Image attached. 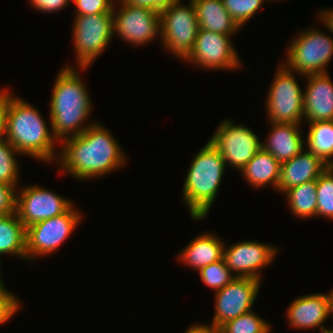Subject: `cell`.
I'll return each mask as SVG.
<instances>
[{
  "label": "cell",
  "instance_id": "cell-3",
  "mask_svg": "<svg viewBox=\"0 0 333 333\" xmlns=\"http://www.w3.org/2000/svg\"><path fill=\"white\" fill-rule=\"evenodd\" d=\"M49 129L37 108L8 92L4 138L20 155L46 163L55 160L54 145L58 141Z\"/></svg>",
  "mask_w": 333,
  "mask_h": 333
},
{
  "label": "cell",
  "instance_id": "cell-41",
  "mask_svg": "<svg viewBox=\"0 0 333 333\" xmlns=\"http://www.w3.org/2000/svg\"><path fill=\"white\" fill-rule=\"evenodd\" d=\"M321 333V332H319ZM323 333H333V331L329 330V331H326V332H323Z\"/></svg>",
  "mask_w": 333,
  "mask_h": 333
},
{
  "label": "cell",
  "instance_id": "cell-5",
  "mask_svg": "<svg viewBox=\"0 0 333 333\" xmlns=\"http://www.w3.org/2000/svg\"><path fill=\"white\" fill-rule=\"evenodd\" d=\"M186 6L173 1L160 12V38L167 51L187 60L197 37L199 24L192 1Z\"/></svg>",
  "mask_w": 333,
  "mask_h": 333
},
{
  "label": "cell",
  "instance_id": "cell-17",
  "mask_svg": "<svg viewBox=\"0 0 333 333\" xmlns=\"http://www.w3.org/2000/svg\"><path fill=\"white\" fill-rule=\"evenodd\" d=\"M303 120L308 123L333 120V82L326 73L305 75Z\"/></svg>",
  "mask_w": 333,
  "mask_h": 333
},
{
  "label": "cell",
  "instance_id": "cell-31",
  "mask_svg": "<svg viewBox=\"0 0 333 333\" xmlns=\"http://www.w3.org/2000/svg\"><path fill=\"white\" fill-rule=\"evenodd\" d=\"M75 3L76 15H95L111 13L115 1L113 0H72Z\"/></svg>",
  "mask_w": 333,
  "mask_h": 333
},
{
  "label": "cell",
  "instance_id": "cell-30",
  "mask_svg": "<svg viewBox=\"0 0 333 333\" xmlns=\"http://www.w3.org/2000/svg\"><path fill=\"white\" fill-rule=\"evenodd\" d=\"M265 0H222L224 7L236 23L242 27L262 7Z\"/></svg>",
  "mask_w": 333,
  "mask_h": 333
},
{
  "label": "cell",
  "instance_id": "cell-35",
  "mask_svg": "<svg viewBox=\"0 0 333 333\" xmlns=\"http://www.w3.org/2000/svg\"><path fill=\"white\" fill-rule=\"evenodd\" d=\"M123 1L132 5L146 7L151 10L160 12L164 7H166L168 4L176 0H123Z\"/></svg>",
  "mask_w": 333,
  "mask_h": 333
},
{
  "label": "cell",
  "instance_id": "cell-19",
  "mask_svg": "<svg viewBox=\"0 0 333 333\" xmlns=\"http://www.w3.org/2000/svg\"><path fill=\"white\" fill-rule=\"evenodd\" d=\"M268 139L262 142V148L268 151L280 163L286 162L304 149L300 126L293 123H273Z\"/></svg>",
  "mask_w": 333,
  "mask_h": 333
},
{
  "label": "cell",
  "instance_id": "cell-38",
  "mask_svg": "<svg viewBox=\"0 0 333 333\" xmlns=\"http://www.w3.org/2000/svg\"><path fill=\"white\" fill-rule=\"evenodd\" d=\"M185 333H215L207 325H192Z\"/></svg>",
  "mask_w": 333,
  "mask_h": 333
},
{
  "label": "cell",
  "instance_id": "cell-7",
  "mask_svg": "<svg viewBox=\"0 0 333 333\" xmlns=\"http://www.w3.org/2000/svg\"><path fill=\"white\" fill-rule=\"evenodd\" d=\"M73 24L72 35L79 66L77 68L81 71L87 70L113 37V13L75 16Z\"/></svg>",
  "mask_w": 333,
  "mask_h": 333
},
{
  "label": "cell",
  "instance_id": "cell-16",
  "mask_svg": "<svg viewBox=\"0 0 333 333\" xmlns=\"http://www.w3.org/2000/svg\"><path fill=\"white\" fill-rule=\"evenodd\" d=\"M332 314V291L329 294H309L298 297L287 309L289 325L298 329L320 328L321 333L329 331L323 323Z\"/></svg>",
  "mask_w": 333,
  "mask_h": 333
},
{
  "label": "cell",
  "instance_id": "cell-27",
  "mask_svg": "<svg viewBox=\"0 0 333 333\" xmlns=\"http://www.w3.org/2000/svg\"><path fill=\"white\" fill-rule=\"evenodd\" d=\"M316 216L333 220V166H329L316 180Z\"/></svg>",
  "mask_w": 333,
  "mask_h": 333
},
{
  "label": "cell",
  "instance_id": "cell-21",
  "mask_svg": "<svg viewBox=\"0 0 333 333\" xmlns=\"http://www.w3.org/2000/svg\"><path fill=\"white\" fill-rule=\"evenodd\" d=\"M199 24L204 29L220 34L236 33L240 26L224 7L222 0H191Z\"/></svg>",
  "mask_w": 333,
  "mask_h": 333
},
{
  "label": "cell",
  "instance_id": "cell-6",
  "mask_svg": "<svg viewBox=\"0 0 333 333\" xmlns=\"http://www.w3.org/2000/svg\"><path fill=\"white\" fill-rule=\"evenodd\" d=\"M333 56V38L310 28L301 32L288 47L287 60L284 64L298 75L326 73L327 65Z\"/></svg>",
  "mask_w": 333,
  "mask_h": 333
},
{
  "label": "cell",
  "instance_id": "cell-24",
  "mask_svg": "<svg viewBox=\"0 0 333 333\" xmlns=\"http://www.w3.org/2000/svg\"><path fill=\"white\" fill-rule=\"evenodd\" d=\"M308 124L310 128L305 140L308 150L329 166H333V120Z\"/></svg>",
  "mask_w": 333,
  "mask_h": 333
},
{
  "label": "cell",
  "instance_id": "cell-37",
  "mask_svg": "<svg viewBox=\"0 0 333 333\" xmlns=\"http://www.w3.org/2000/svg\"><path fill=\"white\" fill-rule=\"evenodd\" d=\"M320 21L333 34V9L322 10L319 14Z\"/></svg>",
  "mask_w": 333,
  "mask_h": 333
},
{
  "label": "cell",
  "instance_id": "cell-14",
  "mask_svg": "<svg viewBox=\"0 0 333 333\" xmlns=\"http://www.w3.org/2000/svg\"><path fill=\"white\" fill-rule=\"evenodd\" d=\"M17 193L16 213L25 228L65 213L74 205L71 200L36 185L22 187Z\"/></svg>",
  "mask_w": 333,
  "mask_h": 333
},
{
  "label": "cell",
  "instance_id": "cell-32",
  "mask_svg": "<svg viewBox=\"0 0 333 333\" xmlns=\"http://www.w3.org/2000/svg\"><path fill=\"white\" fill-rule=\"evenodd\" d=\"M16 187L0 182V216L16 213Z\"/></svg>",
  "mask_w": 333,
  "mask_h": 333
},
{
  "label": "cell",
  "instance_id": "cell-25",
  "mask_svg": "<svg viewBox=\"0 0 333 333\" xmlns=\"http://www.w3.org/2000/svg\"><path fill=\"white\" fill-rule=\"evenodd\" d=\"M316 180L294 186L284 193L290 210L298 218L316 217Z\"/></svg>",
  "mask_w": 333,
  "mask_h": 333
},
{
  "label": "cell",
  "instance_id": "cell-11",
  "mask_svg": "<svg viewBox=\"0 0 333 333\" xmlns=\"http://www.w3.org/2000/svg\"><path fill=\"white\" fill-rule=\"evenodd\" d=\"M120 2L119 12L115 5ZM114 33L134 46L147 44L160 36L159 12L118 0L113 6Z\"/></svg>",
  "mask_w": 333,
  "mask_h": 333
},
{
  "label": "cell",
  "instance_id": "cell-29",
  "mask_svg": "<svg viewBox=\"0 0 333 333\" xmlns=\"http://www.w3.org/2000/svg\"><path fill=\"white\" fill-rule=\"evenodd\" d=\"M202 282L215 292L224 288L235 276L226 266L224 259L211 263L199 270Z\"/></svg>",
  "mask_w": 333,
  "mask_h": 333
},
{
  "label": "cell",
  "instance_id": "cell-10",
  "mask_svg": "<svg viewBox=\"0 0 333 333\" xmlns=\"http://www.w3.org/2000/svg\"><path fill=\"white\" fill-rule=\"evenodd\" d=\"M251 129L244 124L234 125L231 120L225 119L209 142L221 153L226 166L241 171V169L262 148V142Z\"/></svg>",
  "mask_w": 333,
  "mask_h": 333
},
{
  "label": "cell",
  "instance_id": "cell-28",
  "mask_svg": "<svg viewBox=\"0 0 333 333\" xmlns=\"http://www.w3.org/2000/svg\"><path fill=\"white\" fill-rule=\"evenodd\" d=\"M15 154H20L13 145L3 140L0 142V182L17 186L19 166Z\"/></svg>",
  "mask_w": 333,
  "mask_h": 333
},
{
  "label": "cell",
  "instance_id": "cell-23",
  "mask_svg": "<svg viewBox=\"0 0 333 333\" xmlns=\"http://www.w3.org/2000/svg\"><path fill=\"white\" fill-rule=\"evenodd\" d=\"M12 254L27 260L26 228L17 213L0 216V256Z\"/></svg>",
  "mask_w": 333,
  "mask_h": 333
},
{
  "label": "cell",
  "instance_id": "cell-33",
  "mask_svg": "<svg viewBox=\"0 0 333 333\" xmlns=\"http://www.w3.org/2000/svg\"><path fill=\"white\" fill-rule=\"evenodd\" d=\"M20 308L16 295L5 290L0 292V325L7 322Z\"/></svg>",
  "mask_w": 333,
  "mask_h": 333
},
{
  "label": "cell",
  "instance_id": "cell-8",
  "mask_svg": "<svg viewBox=\"0 0 333 333\" xmlns=\"http://www.w3.org/2000/svg\"><path fill=\"white\" fill-rule=\"evenodd\" d=\"M282 65L276 71L273 84L268 90L266 109L269 123L301 124L304 91L301 90L292 71Z\"/></svg>",
  "mask_w": 333,
  "mask_h": 333
},
{
  "label": "cell",
  "instance_id": "cell-1",
  "mask_svg": "<svg viewBox=\"0 0 333 333\" xmlns=\"http://www.w3.org/2000/svg\"><path fill=\"white\" fill-rule=\"evenodd\" d=\"M58 165L63 172L80 180L104 176L126 162L122 148L104 126L95 122L76 136L61 142Z\"/></svg>",
  "mask_w": 333,
  "mask_h": 333
},
{
  "label": "cell",
  "instance_id": "cell-12",
  "mask_svg": "<svg viewBox=\"0 0 333 333\" xmlns=\"http://www.w3.org/2000/svg\"><path fill=\"white\" fill-rule=\"evenodd\" d=\"M261 280L235 277L224 288L215 292V313L208 327L215 332L225 322L252 310Z\"/></svg>",
  "mask_w": 333,
  "mask_h": 333
},
{
  "label": "cell",
  "instance_id": "cell-15",
  "mask_svg": "<svg viewBox=\"0 0 333 333\" xmlns=\"http://www.w3.org/2000/svg\"><path fill=\"white\" fill-rule=\"evenodd\" d=\"M277 250L258 241H239L227 248L224 246L223 259L235 277L261 280L260 270L274 260Z\"/></svg>",
  "mask_w": 333,
  "mask_h": 333
},
{
  "label": "cell",
  "instance_id": "cell-18",
  "mask_svg": "<svg viewBox=\"0 0 333 333\" xmlns=\"http://www.w3.org/2000/svg\"><path fill=\"white\" fill-rule=\"evenodd\" d=\"M328 167L312 151L303 149L292 159L281 163L277 191L284 193L294 186L317 180Z\"/></svg>",
  "mask_w": 333,
  "mask_h": 333
},
{
  "label": "cell",
  "instance_id": "cell-40",
  "mask_svg": "<svg viewBox=\"0 0 333 333\" xmlns=\"http://www.w3.org/2000/svg\"><path fill=\"white\" fill-rule=\"evenodd\" d=\"M332 316H333V290H332V314H331ZM331 331H333V329H330Z\"/></svg>",
  "mask_w": 333,
  "mask_h": 333
},
{
  "label": "cell",
  "instance_id": "cell-26",
  "mask_svg": "<svg viewBox=\"0 0 333 333\" xmlns=\"http://www.w3.org/2000/svg\"><path fill=\"white\" fill-rule=\"evenodd\" d=\"M270 324L249 311L221 325L215 333H269Z\"/></svg>",
  "mask_w": 333,
  "mask_h": 333
},
{
  "label": "cell",
  "instance_id": "cell-9",
  "mask_svg": "<svg viewBox=\"0 0 333 333\" xmlns=\"http://www.w3.org/2000/svg\"><path fill=\"white\" fill-rule=\"evenodd\" d=\"M82 214L74 205L65 213L45 219L26 228L27 260L48 255L67 240L79 224ZM36 256V257H35ZM32 259V260H31Z\"/></svg>",
  "mask_w": 333,
  "mask_h": 333
},
{
  "label": "cell",
  "instance_id": "cell-4",
  "mask_svg": "<svg viewBox=\"0 0 333 333\" xmlns=\"http://www.w3.org/2000/svg\"><path fill=\"white\" fill-rule=\"evenodd\" d=\"M226 167L223 156L209 140L194 156L182 189L192 219L207 217Z\"/></svg>",
  "mask_w": 333,
  "mask_h": 333
},
{
  "label": "cell",
  "instance_id": "cell-2",
  "mask_svg": "<svg viewBox=\"0 0 333 333\" xmlns=\"http://www.w3.org/2000/svg\"><path fill=\"white\" fill-rule=\"evenodd\" d=\"M79 72L73 66H64L54 82L49 116L51 131L59 142L81 134L94 124L84 125L91 114L92 102Z\"/></svg>",
  "mask_w": 333,
  "mask_h": 333
},
{
  "label": "cell",
  "instance_id": "cell-13",
  "mask_svg": "<svg viewBox=\"0 0 333 333\" xmlns=\"http://www.w3.org/2000/svg\"><path fill=\"white\" fill-rule=\"evenodd\" d=\"M231 35L199 29L191 55L186 61L208 70L239 69L242 63L230 40Z\"/></svg>",
  "mask_w": 333,
  "mask_h": 333
},
{
  "label": "cell",
  "instance_id": "cell-39",
  "mask_svg": "<svg viewBox=\"0 0 333 333\" xmlns=\"http://www.w3.org/2000/svg\"><path fill=\"white\" fill-rule=\"evenodd\" d=\"M1 259V258H0ZM1 264V263H0ZM1 266V265H0ZM5 285H3V282H2V278H1V267H0V292H3L6 290V288H4Z\"/></svg>",
  "mask_w": 333,
  "mask_h": 333
},
{
  "label": "cell",
  "instance_id": "cell-20",
  "mask_svg": "<svg viewBox=\"0 0 333 333\" xmlns=\"http://www.w3.org/2000/svg\"><path fill=\"white\" fill-rule=\"evenodd\" d=\"M224 242L213 235L205 232L196 236L183 250L178 254L179 260L187 266L198 271L207 265L223 259Z\"/></svg>",
  "mask_w": 333,
  "mask_h": 333
},
{
  "label": "cell",
  "instance_id": "cell-22",
  "mask_svg": "<svg viewBox=\"0 0 333 333\" xmlns=\"http://www.w3.org/2000/svg\"><path fill=\"white\" fill-rule=\"evenodd\" d=\"M280 170L281 163L268 151L261 148L240 172L255 188L271 184L274 189H277Z\"/></svg>",
  "mask_w": 333,
  "mask_h": 333
},
{
  "label": "cell",
  "instance_id": "cell-36",
  "mask_svg": "<svg viewBox=\"0 0 333 333\" xmlns=\"http://www.w3.org/2000/svg\"><path fill=\"white\" fill-rule=\"evenodd\" d=\"M8 108V90L3 89L0 92V142L5 140L6 113Z\"/></svg>",
  "mask_w": 333,
  "mask_h": 333
},
{
  "label": "cell",
  "instance_id": "cell-34",
  "mask_svg": "<svg viewBox=\"0 0 333 333\" xmlns=\"http://www.w3.org/2000/svg\"><path fill=\"white\" fill-rule=\"evenodd\" d=\"M72 0H29L31 5L40 11L46 12H55L59 11L62 8L66 7Z\"/></svg>",
  "mask_w": 333,
  "mask_h": 333
}]
</instances>
